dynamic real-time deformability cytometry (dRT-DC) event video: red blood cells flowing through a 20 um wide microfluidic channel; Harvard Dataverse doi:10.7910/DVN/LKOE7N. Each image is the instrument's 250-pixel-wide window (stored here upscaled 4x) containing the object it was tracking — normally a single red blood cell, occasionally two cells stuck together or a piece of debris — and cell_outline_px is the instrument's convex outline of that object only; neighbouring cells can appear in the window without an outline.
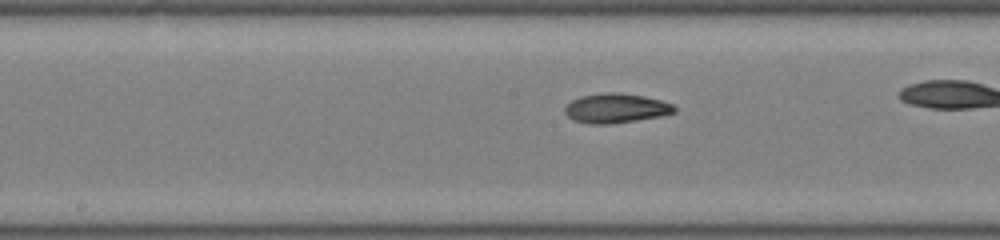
{"species": "common noctule bat (a hibernating species)", "species_latin": "Nyctalus noctula", "temperature_condition": "room temperature", "stored_images_in_passage": 34, "camera_frame_rate_fps": 3000, "um_per_image_px": 0.085, "animal": {"sex": "male", "body_mass_g": 19.0, "forearm_length_mm": 50.8}, "frame": {"image": 1, "passage_image": 20, "time_ms": 6.333, "image_size_px": [1000, 240], "cell_outline_px": [[676, 112], [660, 116], [636, 120], [608, 124], [588, 124], [572, 120], [564, 112], [564, 108], [572, 100], [580, 96], [600, 92], [620, 92], [644, 96], [660, 100], [672, 104], [676, 108]], "centroid_in_image_um": [52.32, 9.19], "position_along_channel_um": 195.9, "area_um2": 18.96}}
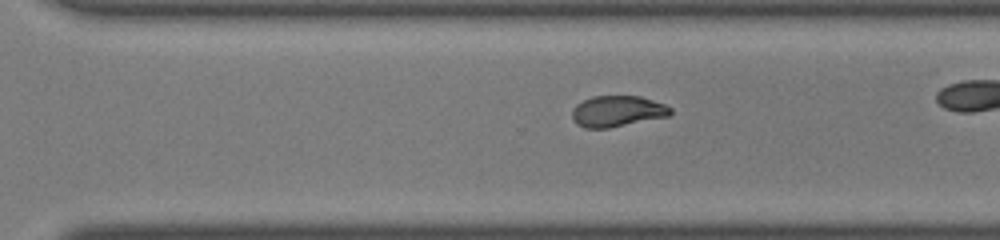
{"frame": {"image": 2, "passage_image": 29, "time_ms": 9.333, "image_size_px": [1000, 240], "cell_outline_px": [[672, 112], [668, 116], [608, 128], [584, 128], [576, 124], [572, 120], [572, 108], [576, 104], [592, 96], [640, 96], [664, 104], [672, 108]], "centroid_in_image_um": [52.43, 9.45], "position_along_channel_um": 318.2, "area_um2": 17.8}}